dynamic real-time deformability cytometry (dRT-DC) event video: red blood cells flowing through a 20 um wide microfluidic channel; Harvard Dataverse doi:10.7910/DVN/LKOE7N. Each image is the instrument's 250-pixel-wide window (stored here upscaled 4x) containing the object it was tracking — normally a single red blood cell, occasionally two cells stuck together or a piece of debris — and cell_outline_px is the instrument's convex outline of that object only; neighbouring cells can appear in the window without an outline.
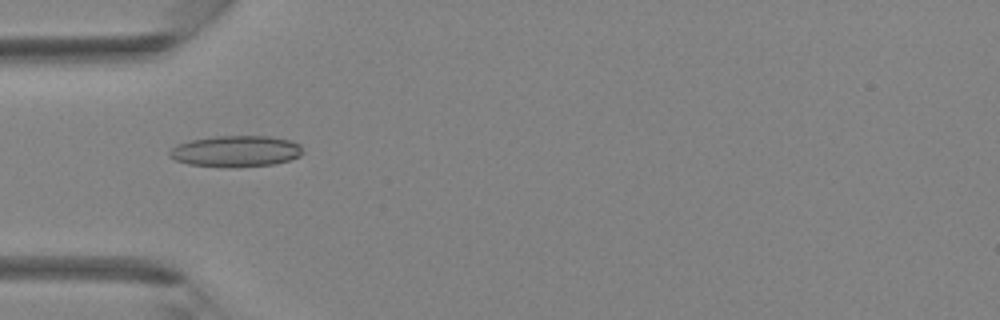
{"species": "Egyptian fruit bat (a non-hibernating species)", "species_latin": "Rousettus aegyptiacus", "temperature_condition": "room temperature", "stored_images_in_passage": 40, "camera_frame_rate_fps": 3000, "um_per_image_px": 0.085, "animal": {"sex": "female"}, "frame": {"image": 1, "passage_image": 13, "time_ms": 4.0, "image_size_px": [1000, 320], "cell_outline_px": [[304, 152], [300, 156], [288, 160], [272, 164], [232, 168], [188, 164], [176, 160], [168, 156], [168, 152], [176, 144], [192, 140], [216, 136], [268, 136], [288, 140], [300, 144]], "centroid_in_image_um": [20.03, 12.86], "position_along_channel_um": 65.0, "area_um2": 24.28}}
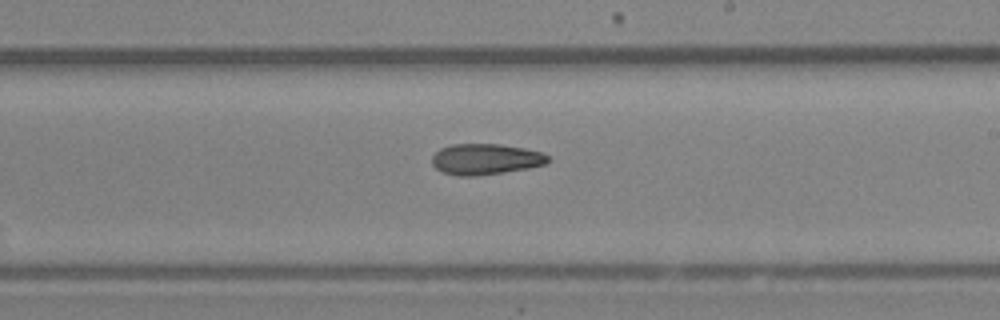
{"frame": {"image": 2, "passage_image": 24, "time_ms": 7.667, "image_size_px": [1000, 320], "cell_outline_px": [[552, 160], [548, 164], [528, 168], [504, 172], [476, 176], [456, 176], [440, 172], [432, 164], [432, 156], [440, 148], [452, 144], [500, 144], [524, 148], [540, 152], [548, 156]], "centroid_in_image_um": [41.27, 13.54], "position_along_channel_um": 247.7, "area_um2": 21.1}}
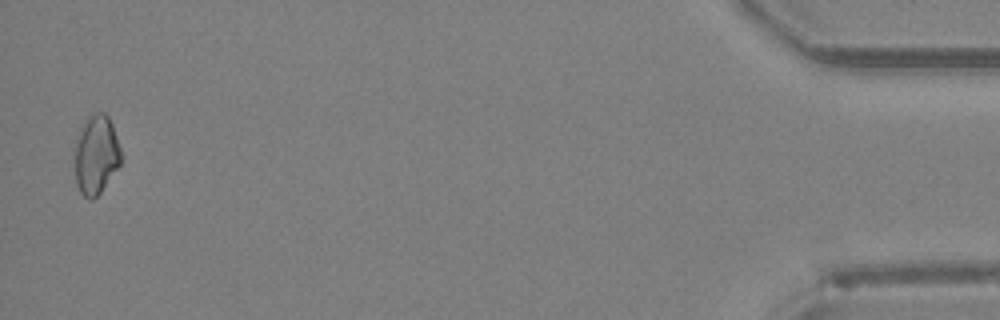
{"frame": {"image": 3, "passage_image": 40, "time_ms": 13.0, "image_size_px": [1000, 320], "cell_outline_px": [[124, 156], [120, 164], [100, 192], [92, 200], [88, 200], [80, 192], [76, 184], [76, 144], [80, 128], [84, 120], [92, 112], [104, 112], [108, 116], [112, 124]], "centroid_in_image_um": [8.2, 13.12], "position_along_channel_um": 427.0, "area_um2": 21.39}}